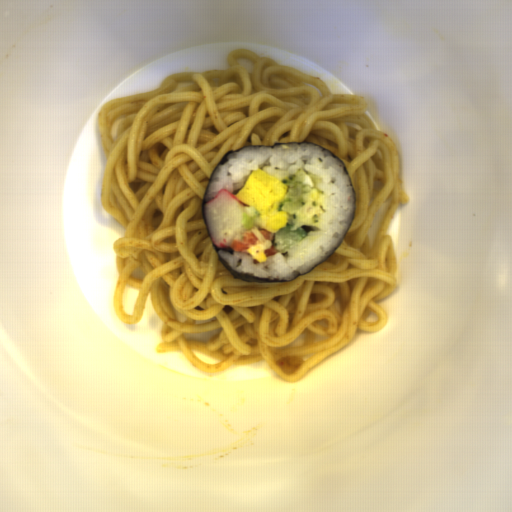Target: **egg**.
Returning <instances> with one entry per match:
<instances>
[{"label": "egg", "instance_id": "d2b9013d", "mask_svg": "<svg viewBox=\"0 0 512 512\" xmlns=\"http://www.w3.org/2000/svg\"><path fill=\"white\" fill-rule=\"evenodd\" d=\"M320 176L298 169L287 178L274 177L262 169L251 170L236 197L245 205L234 240L249 230L261 229L275 235L288 222L305 231L319 227L323 189Z\"/></svg>", "mask_w": 512, "mask_h": 512}, {"label": "egg", "instance_id": "2799bb9f", "mask_svg": "<svg viewBox=\"0 0 512 512\" xmlns=\"http://www.w3.org/2000/svg\"><path fill=\"white\" fill-rule=\"evenodd\" d=\"M272 246V240L257 241L256 244H252L248 247V253L258 263L266 262L267 256L265 251Z\"/></svg>", "mask_w": 512, "mask_h": 512}]
</instances>
